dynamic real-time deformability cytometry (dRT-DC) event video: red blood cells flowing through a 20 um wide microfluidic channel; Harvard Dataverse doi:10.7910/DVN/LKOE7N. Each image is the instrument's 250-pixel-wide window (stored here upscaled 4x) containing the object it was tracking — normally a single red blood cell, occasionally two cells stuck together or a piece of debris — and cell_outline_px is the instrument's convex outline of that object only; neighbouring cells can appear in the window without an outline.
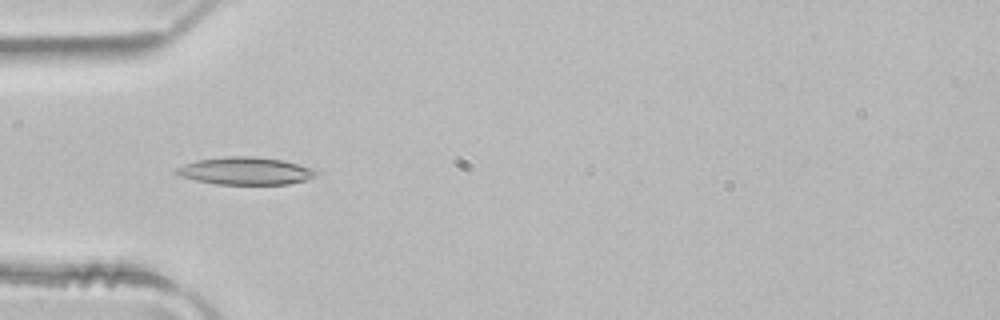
{"species": "common noctule bat (a hibernating species)", "species_latin": "Nyctalus noctula", "temperature_condition": "room temperature", "stored_images_in_passage": 6, "camera_frame_rate_fps": 3000, "um_per_image_px": 0.085, "animal": {"sex": "male", "body_mass_g": 21.5, "forearm_length_mm": 52.0}, "frame": {"image": 1, "passage_image": 4, "time_ms": 1.0, "image_size_px": [1000, 320], "cell_outline_px": [[316, 172], [312, 176], [304, 180], [288, 184], [216, 184], [196, 180], [180, 176], [176, 172], [176, 168], [184, 164], [196, 160], [224, 156], [252, 156], [284, 160], [308, 168]], "centroid_in_image_um": [20.78, 14.52], "position_along_channel_um": 64.2, "area_um2": 22.02}}
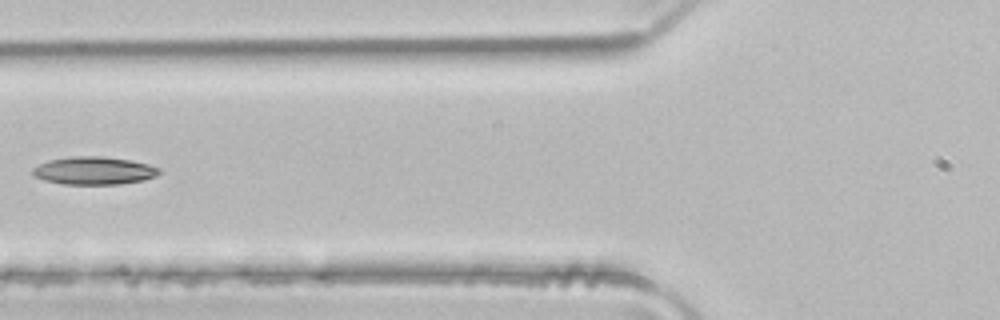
{"frame": {"image": 2, "passage_image": 5, "time_ms": 1.333, "image_size_px": [1000, 320], "cell_outline_px": [[160, 172], [156, 176], [144, 180], [120, 184], [64, 184], [44, 180], [32, 176], [32, 168], [48, 160], [72, 156], [100, 156], [128, 160], [148, 164], [160, 168]], "centroid_in_image_um": [7.97, 14.51], "position_along_channel_um": 117.8, "area_um2": 20.52}}
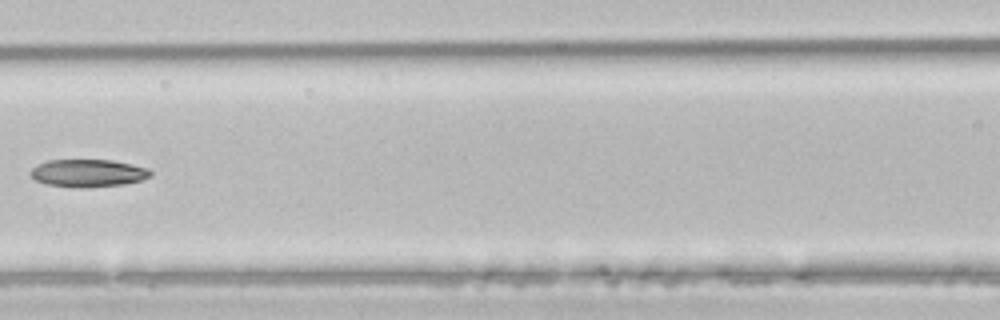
{"frame": {"image": 3, "passage_image": 6, "time_ms": 1.667, "image_size_px": [1000, 320], "cell_outline_px": [[152, 176], [140, 180], [124, 184], [84, 188], [80, 188], [48, 184], [36, 180], [28, 172], [32, 168], [48, 160], [112, 160], [132, 164], [148, 168], [152, 172]], "centroid_in_image_um": [7.51, 14.71], "position_along_channel_um": 159.1, "area_um2": 19.25}}